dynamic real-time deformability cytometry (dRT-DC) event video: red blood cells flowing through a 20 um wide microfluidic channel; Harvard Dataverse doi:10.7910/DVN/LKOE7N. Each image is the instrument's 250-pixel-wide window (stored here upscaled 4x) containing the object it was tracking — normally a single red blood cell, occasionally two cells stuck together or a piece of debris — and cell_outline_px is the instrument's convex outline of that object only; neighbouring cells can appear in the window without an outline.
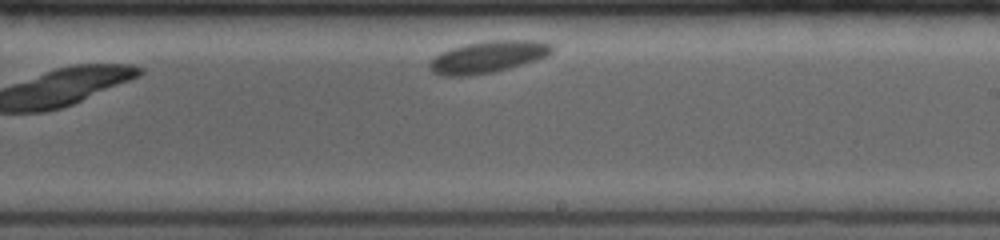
{"species": "common noctule bat (a hibernating species)", "species_latin": "Nyctalus noctula", "temperature_condition": "room temperature", "stored_images_in_passage": 14, "camera_frame_rate_fps": 4000, "um_per_image_px": 0.085, "animal": {"sex": "female", "body_mass_g": 19.0, "forearm_length_mm": 53.3}, "frame": {"image": 1, "passage_image": 14, "time_ms": 5.75, "image_size_px": [1000, 240], "cell_outline_px": [[552, 52], [548, 56], [536, 60], [508, 68], [492, 72], [468, 76], [440, 76], [432, 72], [428, 68], [428, 64], [440, 52], [464, 44], [488, 40], [544, 40], [552, 44]], "centroid_in_image_um": [41.48, 4.83], "position_along_channel_um": 247.5, "area_um2": 22.89}}